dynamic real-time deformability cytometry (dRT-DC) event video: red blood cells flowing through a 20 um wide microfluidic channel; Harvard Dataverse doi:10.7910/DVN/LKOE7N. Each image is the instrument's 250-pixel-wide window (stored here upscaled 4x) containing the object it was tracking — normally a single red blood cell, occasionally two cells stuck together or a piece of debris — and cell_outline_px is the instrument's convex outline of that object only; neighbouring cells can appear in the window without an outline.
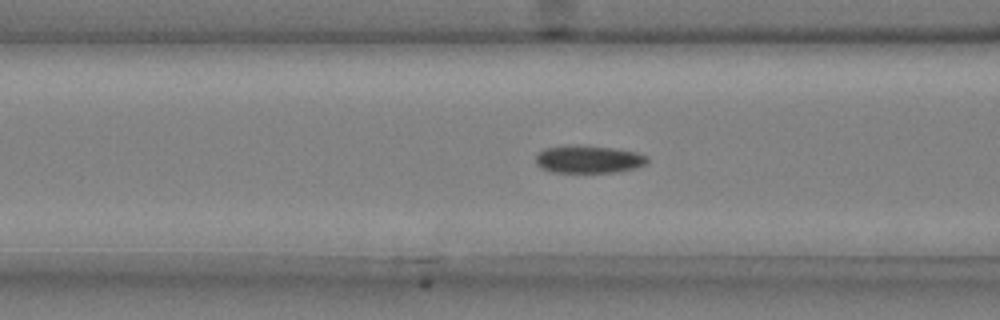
{"species": "common noctule bat (a hibernating species)", "species_latin": "Nyctalus noctula", "temperature_condition": "cold", "stored_images_in_passage": 38, "camera_frame_rate_fps": 3000, "um_per_image_px": 0.085, "animal": {"sex": "male", "body_mass_g": 20.4}, "frame": {"image": 1, "passage_image": 7, "time_ms": 2.0, "image_size_px": [1000, 320], "cell_outline_px": [[648, 164], [636, 168], [616, 172], [552, 172], [540, 168], [536, 164], [536, 156], [544, 148], [616, 148], [636, 152], [648, 156]], "centroid_in_image_um": [50.1, 13.59], "position_along_channel_um": 116.5, "area_um2": 17.22}}
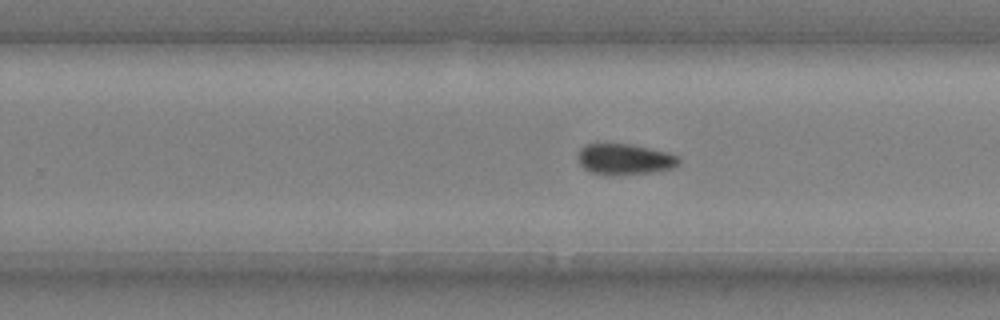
{"frame": {"image": 2, "passage_image": 20, "time_ms": 6.333, "image_size_px": [1000, 320], "cell_outline_px": [[680, 164], [676, 168], [652, 172], [616, 176], [608, 176], [592, 172], [584, 168], [580, 164], [580, 148], [584, 144], [632, 144], [668, 152], [680, 156]], "centroid_in_image_um": [53.17, 13.55], "position_along_channel_um": 276.6, "area_um2": 18.44}}
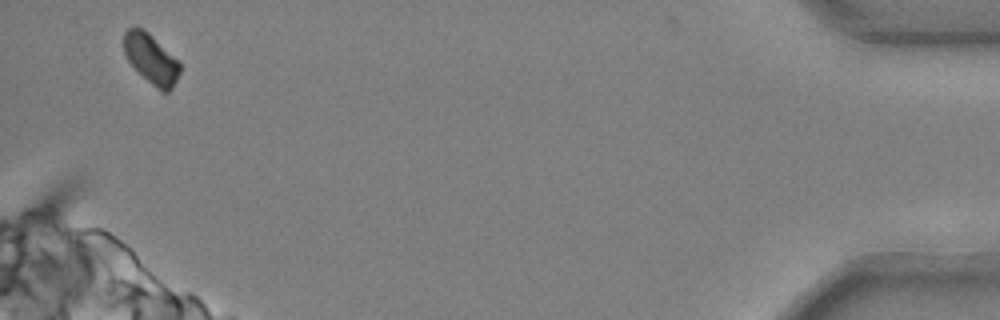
{"frame": {"image": 3, "passage_image": 37, "time_ms": 12.0, "image_size_px": [1000, 320], "cell_outline_px": [[180, 72], [172, 88], [168, 92], [160, 92], [128, 60], [124, 52], [124, 32], [128, 28], [144, 28], [180, 60]], "centroid_in_image_um": [12.88, 4.98], "position_along_channel_um": 422.3, "area_um2": 16.18}, "authors_computed_cell_mechanics": {"area_um2": 18.0336, "velocity_mm_per_s": 3.7086, "shape_relaxation_time_tau1_ms": 6.7871, "shape_relaxation_time_tau2_ms": 4.4226, "deformation_change_tau1": 0.1632, "deformation_change_tau2": 0.0878}}